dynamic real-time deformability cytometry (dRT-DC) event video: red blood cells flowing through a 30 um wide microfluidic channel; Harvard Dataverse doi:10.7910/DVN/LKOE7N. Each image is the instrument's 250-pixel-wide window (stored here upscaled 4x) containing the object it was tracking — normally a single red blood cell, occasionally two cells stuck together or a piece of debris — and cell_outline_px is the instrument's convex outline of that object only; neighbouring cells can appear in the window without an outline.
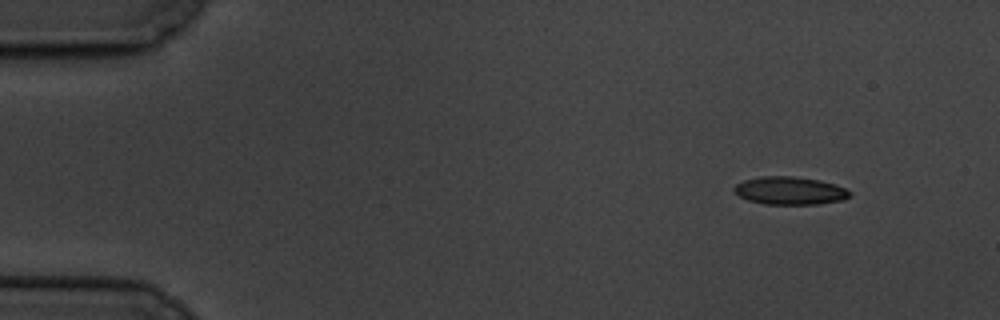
{"species": "common noctule bat (a hibernating species)", "species_latin": "Nyctalus noctula", "temperature_condition": "cold", "stored_images_in_passage": 5, "camera_frame_rate_fps": 3000, "um_per_image_px": 0.085, "animal": {"sex": "male", "body_mass_g": 19.5, "forearm_length_mm": 54.6}, "frame": {"image": 1, "passage_image": 1, "time_ms": 0.0, "image_size_px": [1000, 320], "cell_outline_px": [[852, 192], [844, 200], [820, 204], [764, 204], [748, 200], [740, 196], [732, 188], [736, 184], [744, 180], [760, 176], [792, 176], [820, 180], [836, 184]], "centroid_in_image_um": [67.15, 16.2], "position_along_channel_um": 17.9, "area_um2": 18.84}}
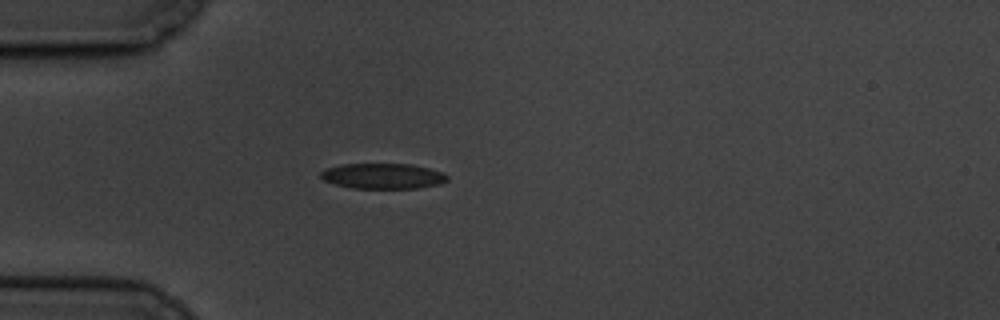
{"frame": {"image": 2, "passage_image": 4, "time_ms": 3.667, "image_size_px": [1000, 320], "cell_outline_px": [[448, 180], [440, 184], [416, 188], [352, 188], [336, 184], [324, 180], [320, 176], [320, 172], [328, 168], [344, 164], [412, 164], [444, 172], [448, 176]], "centroid_in_image_um": [32.58, 14.96], "position_along_channel_um": 52.4, "area_um2": 18.67}}